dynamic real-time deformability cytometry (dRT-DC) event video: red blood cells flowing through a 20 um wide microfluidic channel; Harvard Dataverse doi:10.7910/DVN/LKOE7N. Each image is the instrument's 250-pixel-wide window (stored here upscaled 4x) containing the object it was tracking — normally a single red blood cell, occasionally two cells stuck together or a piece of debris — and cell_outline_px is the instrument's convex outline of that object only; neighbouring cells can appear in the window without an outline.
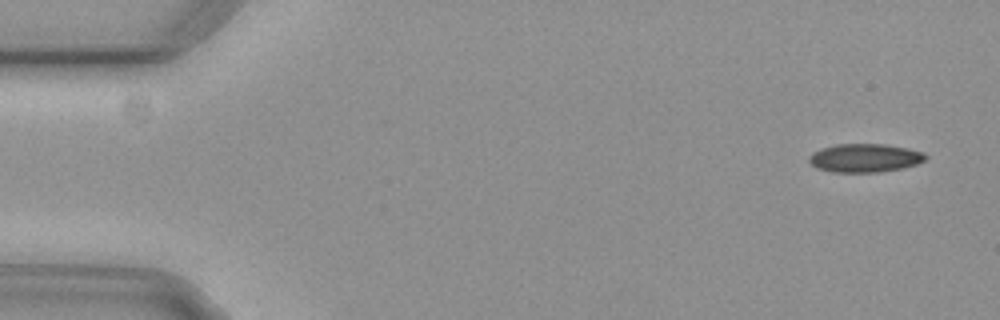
{"species": "common noctule bat (a hibernating species)", "species_latin": "Nyctalus noctula", "temperature_condition": "cold", "stored_images_in_passage": 5, "camera_frame_rate_fps": 3000, "um_per_image_px": 0.085, "animal": {"sex": "female", "body_mass_g": 29.2, "forearm_length_mm": 56.3}, "frame": {"image": 1, "passage_image": 1, "time_ms": 0.0, "image_size_px": [1000, 320], "cell_outline_px": [[928, 156], [924, 160], [916, 164], [904, 168], [880, 172], [832, 172], [816, 168], [808, 160], [808, 156], [812, 152], [820, 148], [836, 144], [884, 144], [908, 148], [924, 152]], "centroid_in_image_um": [73.49, 13.42], "position_along_channel_um": 11.5, "area_um2": 19.54}}